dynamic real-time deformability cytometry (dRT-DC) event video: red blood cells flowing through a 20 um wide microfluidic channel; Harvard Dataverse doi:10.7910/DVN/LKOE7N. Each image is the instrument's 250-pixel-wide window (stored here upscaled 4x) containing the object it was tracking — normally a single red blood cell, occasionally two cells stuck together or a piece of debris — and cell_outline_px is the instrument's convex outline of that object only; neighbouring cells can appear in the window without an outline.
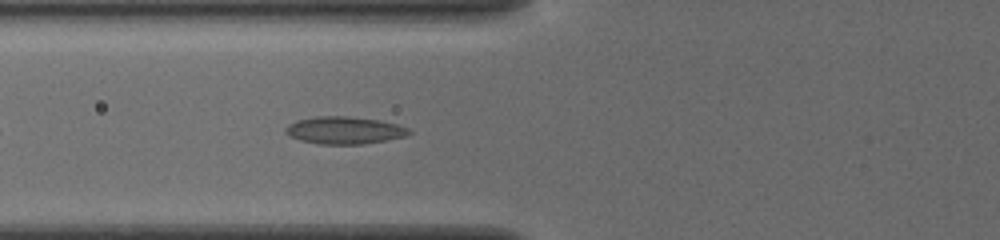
{"species": "common noctule bat (a hibernating species)", "species_latin": "Nyctalus noctula", "temperature_condition": "cold", "stored_images_in_passage": 36, "camera_frame_rate_fps": 3000, "um_per_image_px": 0.085, "animal": {"sex": "female", "body_mass_g": 19.5, "forearm_length_mm": 54.1}, "frame": {"image": 1, "passage_image": 6, "time_ms": 1.667, "image_size_px": [1000, 240], "cell_outline_px": [[412, 132], [404, 136], [384, 140], [360, 144], [320, 144], [300, 140], [288, 136], [284, 132], [284, 128], [288, 124], [296, 120], [316, 116], [352, 116], [380, 120], [396, 124], [408, 128]], "centroid_in_image_um": [29.21, 11.06], "position_along_channel_um": 96.6, "area_um2": 19.71}}
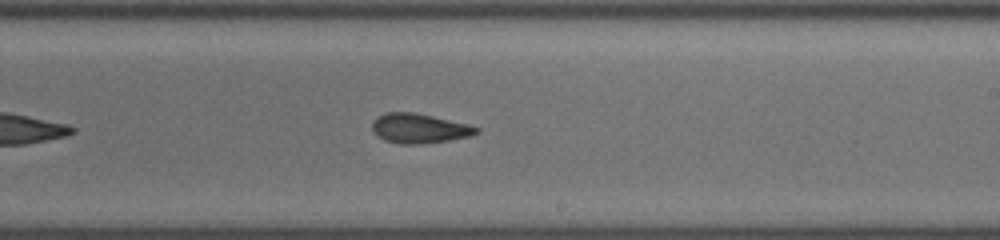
{"frame": {"image": 2, "passage_image": 18, "time_ms": 5.667, "image_size_px": [1000, 240], "cell_outline_px": [[480, 132], [468, 136], [448, 140], [420, 144], [400, 144], [384, 140], [372, 132], [372, 120], [376, 116], [384, 112], [416, 112], [468, 124], [480, 128]], "centroid_in_image_um": [35.59, 10.9], "position_along_channel_um": 253.4, "area_um2": 18.15}}
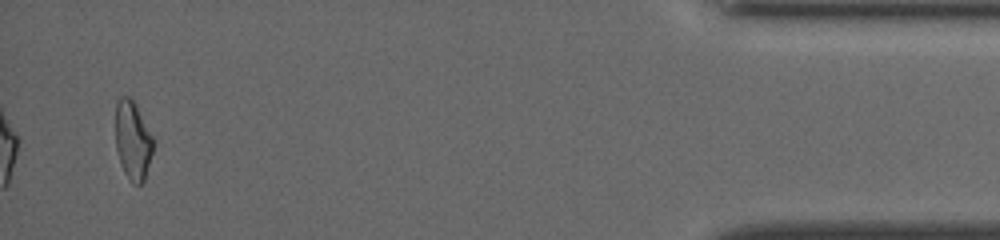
{"frame": {"image": 3, "passage_image": 36, "time_ms": 11.667, "image_size_px": [1000, 240], "cell_outline_px": [[152, 152], [144, 180], [140, 184], [132, 184], [128, 180], [120, 164], [116, 148], [116, 100], [120, 96], [128, 96], [136, 104], [152, 136]], "centroid_in_image_um": [11.26, 11.93], "position_along_channel_um": 423.9, "area_um2": 17.17}, "authors_computed_cell_mechanics": {"area_um2": 18.1203, "velocity_mm_per_s": 3.9186, "shape_relaxation_time_tau1_ms": 7.2126, "shape_relaxation_time_tau2_ms": 5.0386, "deformation_change_tau1": 0.1514, "deformation_change_tau2": 0.1203}}